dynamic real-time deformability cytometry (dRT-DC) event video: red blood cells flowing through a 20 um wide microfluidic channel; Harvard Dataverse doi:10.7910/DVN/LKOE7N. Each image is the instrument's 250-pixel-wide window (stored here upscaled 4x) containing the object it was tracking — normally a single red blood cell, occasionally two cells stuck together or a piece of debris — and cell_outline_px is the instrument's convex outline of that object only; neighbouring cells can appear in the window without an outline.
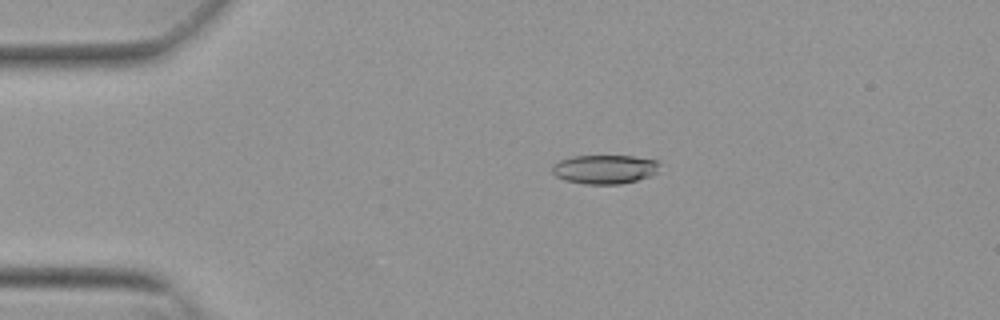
{"species": "Egyptian fruit bat (a non-hibernating species)", "species_latin": "Rousettus aegyptiacus", "temperature_condition": "warm", "stored_images_in_passage": 37, "camera_frame_rate_fps": 3000, "um_per_image_px": 0.085, "animal": {"sex": "female"}, "frame": {"image": 1, "passage_image": 2, "time_ms": 0.333, "image_size_px": [1000, 320], "cell_outline_px": [[660, 164], [656, 172], [648, 176], [636, 180], [620, 184], [584, 184], [564, 180], [556, 176], [552, 172], [552, 164], [560, 160], [572, 156], [632, 156], [656, 160]], "centroid_in_image_um": [51.35, 14.38], "position_along_channel_um": 33.6, "area_um2": 18.09}}
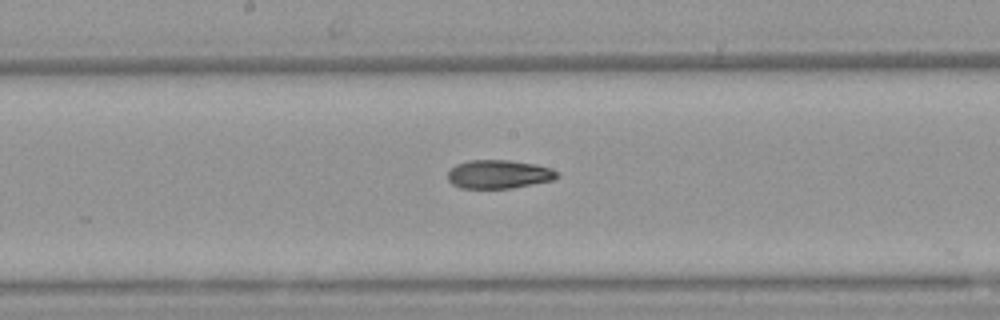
{"frame": {"image": 2, "passage_image": 19, "time_ms": 6.0, "image_size_px": [1000, 320], "cell_outline_px": [[560, 176], [552, 180], [512, 188], [460, 188], [452, 184], [448, 180], [448, 168], [456, 164], [468, 160], [508, 160], [536, 164], [552, 168], [560, 172]], "centroid_in_image_um": [42.39, 14.8], "position_along_channel_um": 205.8, "area_um2": 18.44}}
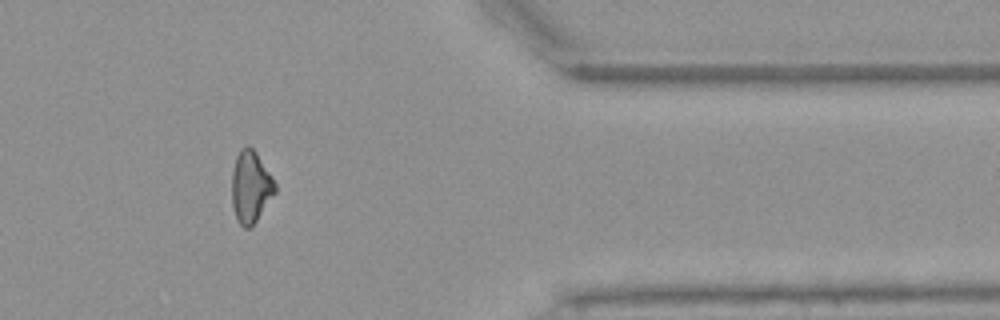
{"frame": {"image": 3, "passage_image": 35, "time_ms": 11.333, "image_size_px": [1000, 320], "cell_outline_px": [[276, 192], [256, 220], [248, 228], [244, 228], [236, 220], [232, 204], [232, 172], [236, 156], [240, 148], [248, 144], [256, 152], [272, 176], [276, 184]], "centroid_in_image_um": [21.3, 15.85], "position_along_channel_um": 390.1, "area_um2": 18.09}, "authors_computed_cell_mechanics": {"area_um2": 18.6694, "velocity_mm_per_s": 3.852, "shape_relaxation_time_tau1_ms": null, "shape_relaxation_time_tau2_ms": 3.8541, "deformation_change_tau1": null, "deformation_change_tau2": 0.1188}}